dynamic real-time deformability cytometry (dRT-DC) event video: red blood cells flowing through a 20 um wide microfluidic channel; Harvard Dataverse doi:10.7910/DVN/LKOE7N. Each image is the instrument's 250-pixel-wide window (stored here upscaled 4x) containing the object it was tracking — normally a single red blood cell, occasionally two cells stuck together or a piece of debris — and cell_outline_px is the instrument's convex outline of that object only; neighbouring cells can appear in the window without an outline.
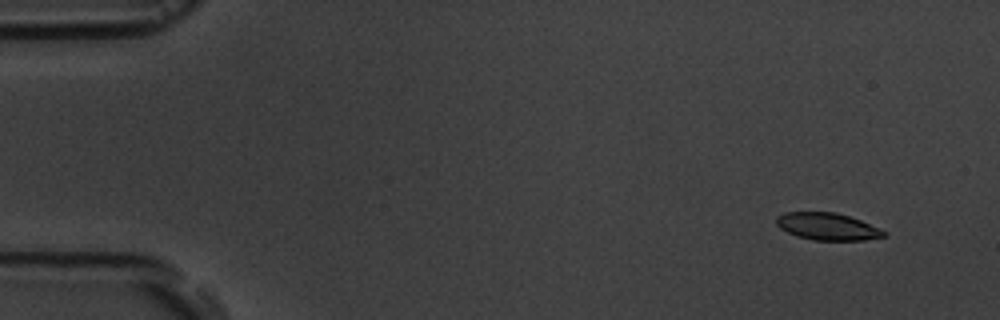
{"species": "common noctule bat (a hibernating species)", "species_latin": "Nyctalus noctula", "temperature_condition": "room temperature", "stored_images_in_passage": 6, "camera_frame_rate_fps": 3000, "um_per_image_px": 0.085, "animal": {"sex": "male", "body_mass_g": 19.5, "forearm_length_mm": 54.6}, "frame": {"image": 1, "passage_image": 2, "time_ms": 1.0, "image_size_px": [1000, 320], "cell_outline_px": [[888, 236], [864, 240], [812, 240], [796, 236], [780, 228], [776, 224], [776, 216], [784, 212], [836, 212], [860, 220], [880, 228]], "centroid_in_image_um": [70.31, 19.25], "position_along_channel_um": 14.7, "area_um2": 17.05}}
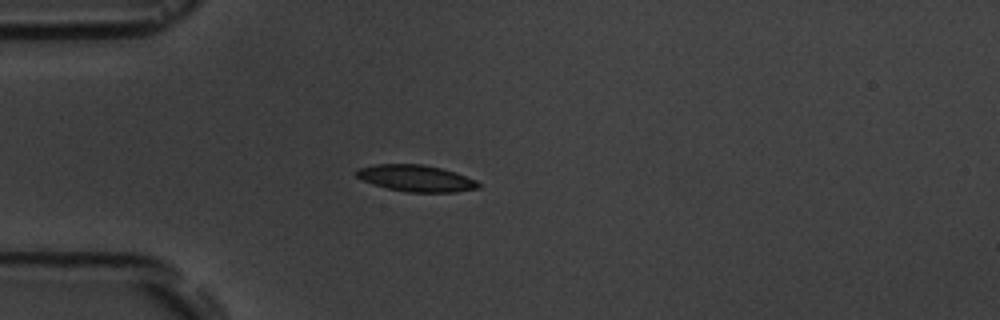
{"frame": {"image": 2, "passage_image": 5, "time_ms": 4.667, "image_size_px": [1000, 320], "cell_outline_px": [[480, 188], [456, 192], [408, 192], [388, 188], [372, 184], [356, 176], [356, 168], [376, 164], [424, 164], [456, 172], [476, 180], [480, 184]], "centroid_in_image_um": [35.37, 15.15], "position_along_channel_um": 49.6, "area_um2": 18.9}}